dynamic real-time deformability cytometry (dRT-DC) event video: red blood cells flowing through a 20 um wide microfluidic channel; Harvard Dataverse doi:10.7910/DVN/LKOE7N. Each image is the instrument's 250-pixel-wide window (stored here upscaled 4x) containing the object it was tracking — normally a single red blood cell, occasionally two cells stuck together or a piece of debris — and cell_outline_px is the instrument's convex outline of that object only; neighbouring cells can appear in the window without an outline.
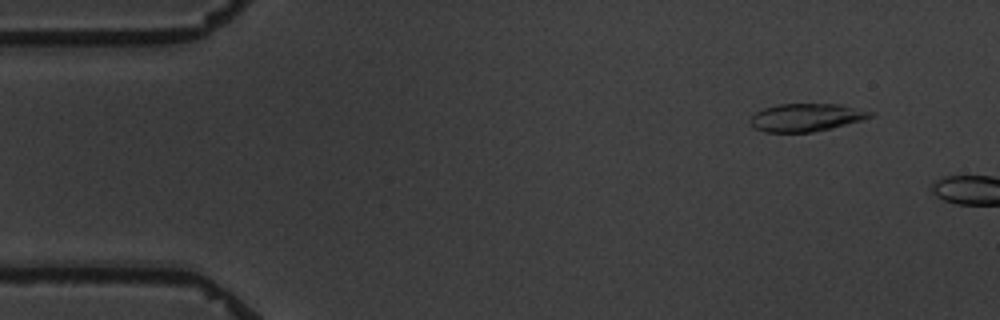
{"species": "common noctule bat (a hibernating species)", "species_latin": "Nyctalus noctula", "temperature_condition": "warm", "stored_images_in_passage": 2, "camera_frame_rate_fps": 3000, "um_per_image_px": 0.085, "animal": {"sex": "male", "body_mass_g": 19.5, "forearm_length_mm": 54.6}, "frame": {"image": 1, "passage_image": 1, "time_ms": 0.0, "image_size_px": [1000, 320], "cell_outline_px": [[876, 116], [864, 120], [832, 128], [812, 132], [764, 132], [756, 128], [748, 120], [756, 112], [764, 108], [780, 104], [840, 104], [876, 112]], "centroid_in_image_um": [68.6, 9.98], "position_along_channel_um": 16.4, "area_um2": 19.65}}